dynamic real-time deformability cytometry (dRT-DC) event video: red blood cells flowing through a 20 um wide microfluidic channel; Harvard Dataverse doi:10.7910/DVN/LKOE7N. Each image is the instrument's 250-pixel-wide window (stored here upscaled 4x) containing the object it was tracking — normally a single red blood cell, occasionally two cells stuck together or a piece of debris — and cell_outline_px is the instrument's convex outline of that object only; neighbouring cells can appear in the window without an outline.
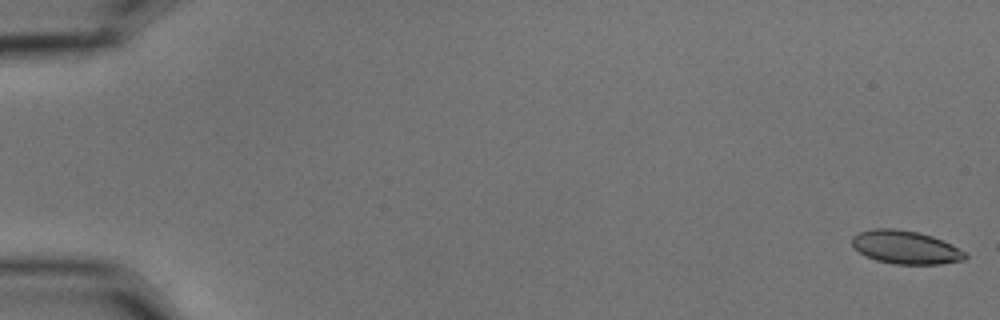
{"species": "common noctule bat (a hibernating species)", "species_latin": "Nyctalus noctula", "temperature_condition": "cold", "stored_images_in_passage": 6, "camera_frame_rate_fps": 3000, "um_per_image_px": 0.085, "animal": {"sex": "male", "body_mass_g": 15.6}, "frame": {"image": 1, "passage_image": 1, "time_ms": 0.0, "image_size_px": [1000, 320], "cell_outline_px": [[968, 256], [964, 260], [940, 264], [896, 264], [876, 260], [864, 256], [852, 244], [852, 236], [860, 232], [872, 228], [896, 228], [920, 232], [932, 236], [964, 252]], "centroid_in_image_um": [76.93, 21.01], "position_along_channel_um": 8.1, "area_um2": 21.79}}
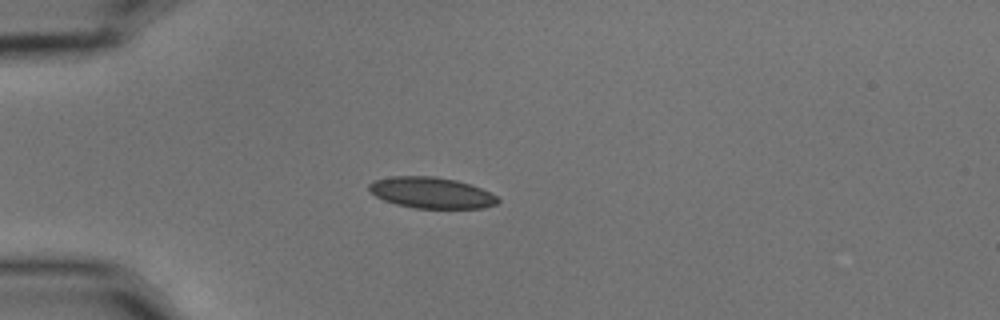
{"frame": {"image": 2, "passage_image": 5, "time_ms": 1.333, "image_size_px": [1000, 320], "cell_outline_px": [[500, 200], [496, 204], [484, 208], [416, 208], [396, 204], [384, 200], [376, 196], [368, 188], [368, 184], [372, 180], [392, 176], [436, 176], [456, 180], [480, 188], [496, 196]], "centroid_in_image_um": [36.64, 16.38], "position_along_channel_um": 48.4, "area_um2": 23.24}}